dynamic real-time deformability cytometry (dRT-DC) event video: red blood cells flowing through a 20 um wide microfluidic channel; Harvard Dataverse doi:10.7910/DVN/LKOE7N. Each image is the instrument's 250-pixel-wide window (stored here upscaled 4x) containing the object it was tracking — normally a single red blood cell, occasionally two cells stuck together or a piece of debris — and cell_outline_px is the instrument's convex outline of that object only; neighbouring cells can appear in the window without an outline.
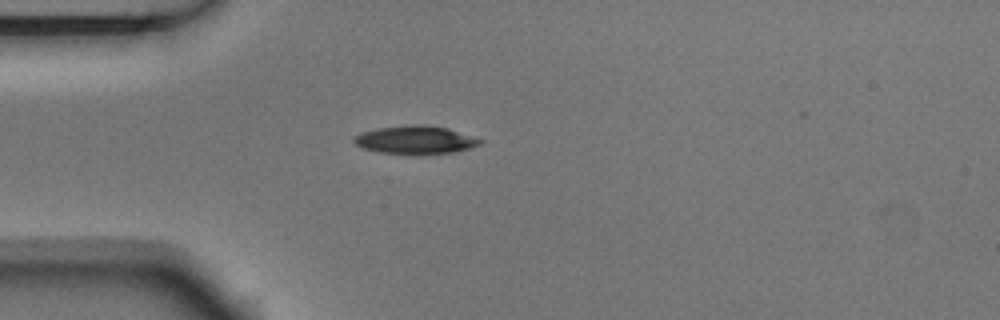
{"species": "Egyptian fruit bat (a non-hibernating species)", "species_latin": "Rousettus aegyptiacus", "temperature_condition": "room temperature", "stored_images_in_passage": 1, "camera_frame_rate_fps": 3000, "um_per_image_px": 0.085, "animal": {"sex": "male"}, "frame": {"image": 1, "passage_image": 1, "time_ms": 0.0, "image_size_px": [1000, 320], "cell_outline_px": [[484, 140], [480, 144], [468, 148], [452, 152], [380, 152], [364, 148], [356, 144], [352, 140], [360, 132], [380, 128], [412, 124], [424, 124], [448, 128]], "centroid_in_image_um": [35.31, 11.84], "position_along_channel_um": 49.7, "area_um2": 19.83}}